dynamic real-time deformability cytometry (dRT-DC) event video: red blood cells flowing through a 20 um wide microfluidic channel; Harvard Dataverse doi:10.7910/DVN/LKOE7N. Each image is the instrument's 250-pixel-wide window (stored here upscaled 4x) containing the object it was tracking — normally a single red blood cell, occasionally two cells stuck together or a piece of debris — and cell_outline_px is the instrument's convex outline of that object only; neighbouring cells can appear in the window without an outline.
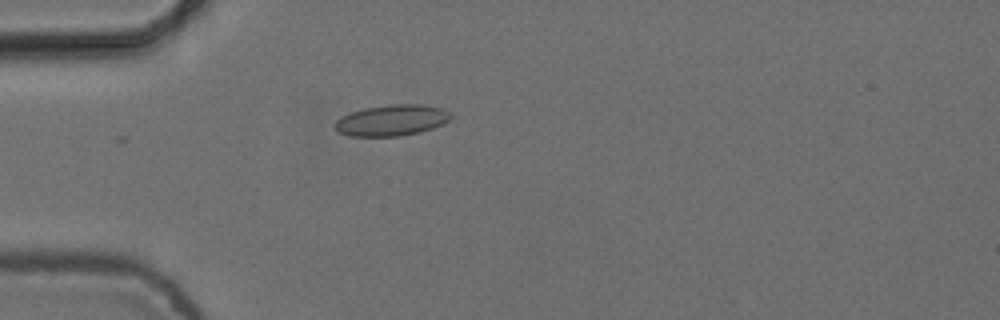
{"species": "common noctule bat (a hibernating species)", "species_latin": "Nyctalus noctula", "temperature_condition": "cold", "stored_images_in_passage": 2, "camera_frame_rate_fps": 3000, "um_per_image_px": 0.085, "animal": {"sex": "female", "body_mass_g": 24.6, "forearm_length_mm": 56.2}, "frame": {"image": 1, "passage_image": 1, "time_ms": 0.0, "image_size_px": [1000, 320], "cell_outline_px": [[452, 116], [448, 120], [432, 128], [420, 132], [400, 136], [348, 136], [336, 132], [332, 128], [332, 124], [336, 120], [352, 112], [364, 108], [388, 104], [420, 104], [444, 108]], "centroid_in_image_um": [33.23, 10.23], "position_along_channel_um": 51.8, "area_um2": 21.1}}